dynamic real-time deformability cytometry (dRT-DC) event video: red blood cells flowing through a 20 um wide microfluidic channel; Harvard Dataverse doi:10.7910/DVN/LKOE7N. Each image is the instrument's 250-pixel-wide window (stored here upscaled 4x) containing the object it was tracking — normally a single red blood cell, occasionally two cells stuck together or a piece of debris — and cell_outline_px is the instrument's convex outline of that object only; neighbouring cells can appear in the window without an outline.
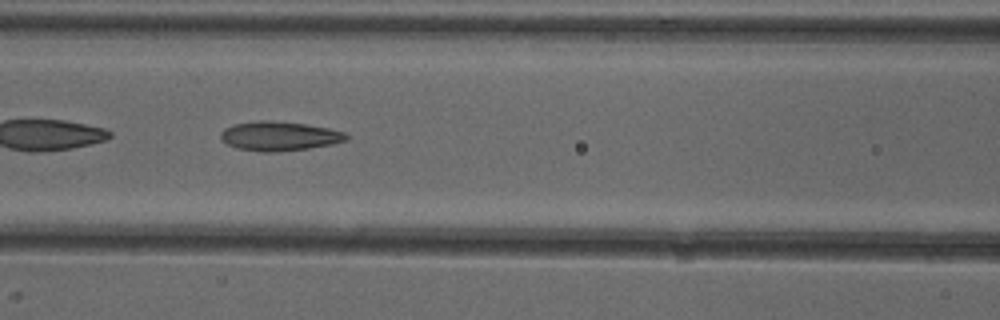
{"species": "common noctule bat (a hibernating species)", "species_latin": "Nyctalus noctula", "temperature_condition": "cold", "stored_images_in_passage": 51, "camera_frame_rate_fps": 3000, "um_per_image_px": 0.085, "animal": {"sex": "female"}, "frame": {"image": 1, "passage_image": 22, "time_ms": 7.0, "image_size_px": [1000, 320], "cell_outline_px": [[348, 140], [332, 144], [308, 148], [272, 152], [264, 152], [236, 148], [220, 140], [220, 132], [224, 128], [232, 124], [256, 120], [268, 120], [304, 124], [328, 128], [344, 132], [348, 136]], "centroid_in_image_um": [23.69, 11.56], "position_along_channel_um": 142.9, "area_um2": 21.44}, "authors_computed_cell_mechanics": {"area_um2": 20.8658, "velocity_mm_per_s": 3.9805, "shape_relaxation_time_tau1_ms": 7.899, "shape_relaxation_time_tau2_ms": 2.5385, "deformation_change_tau1": 0.1833, "deformation_change_tau2": 0.1213}}